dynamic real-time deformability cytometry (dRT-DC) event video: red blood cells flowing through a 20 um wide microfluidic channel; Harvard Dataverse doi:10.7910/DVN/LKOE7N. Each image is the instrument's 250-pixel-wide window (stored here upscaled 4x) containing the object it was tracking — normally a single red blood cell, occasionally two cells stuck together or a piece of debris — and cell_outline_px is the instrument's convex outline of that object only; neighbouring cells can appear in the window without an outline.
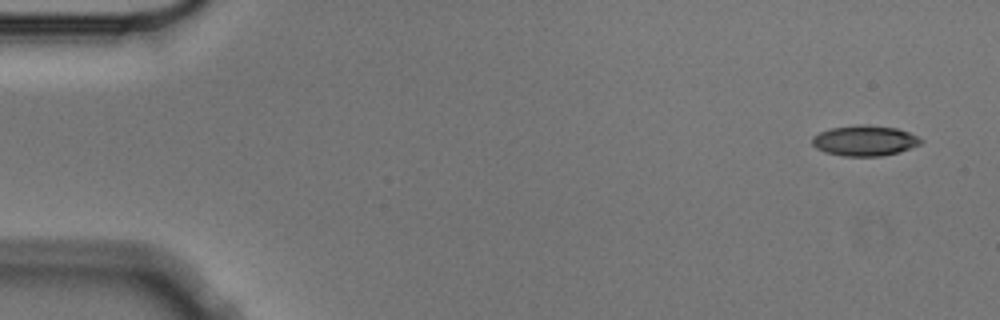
{"species": "Egyptian fruit bat (a non-hibernating species)", "species_latin": "Rousettus aegyptiacus", "temperature_condition": "cold", "stored_images_in_passage": 4, "camera_frame_rate_fps": 3000, "um_per_image_px": 0.085, "animal": {"sex": "male"}, "frame": {"image": 1, "passage_image": 1, "time_ms": 0.0, "image_size_px": [1000, 320], "cell_outline_px": [[924, 140], [920, 144], [900, 152], [880, 156], [844, 156], [824, 152], [816, 148], [812, 144], [812, 136], [820, 132], [832, 128], [860, 124], [864, 124], [896, 128], [908, 132]], "centroid_in_image_um": [73.48, 11.96], "position_along_channel_um": 11.5, "area_um2": 19.25}}
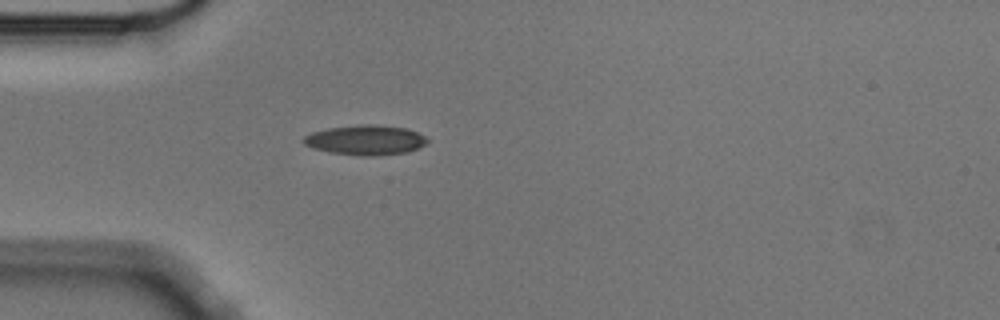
{"frame": {"image": 2, "passage_image": 4, "time_ms": 1.0, "image_size_px": [1000, 320], "cell_outline_px": [[428, 144], [420, 148], [408, 152], [380, 156], [360, 156], [328, 152], [312, 148], [304, 144], [300, 140], [304, 136], [312, 132], [328, 128], [368, 124], [372, 124], [404, 128], [416, 132], [424, 136], [428, 140]], "centroid_in_image_um": [31.06, 11.92], "position_along_channel_um": 53.9, "area_um2": 21.73}}